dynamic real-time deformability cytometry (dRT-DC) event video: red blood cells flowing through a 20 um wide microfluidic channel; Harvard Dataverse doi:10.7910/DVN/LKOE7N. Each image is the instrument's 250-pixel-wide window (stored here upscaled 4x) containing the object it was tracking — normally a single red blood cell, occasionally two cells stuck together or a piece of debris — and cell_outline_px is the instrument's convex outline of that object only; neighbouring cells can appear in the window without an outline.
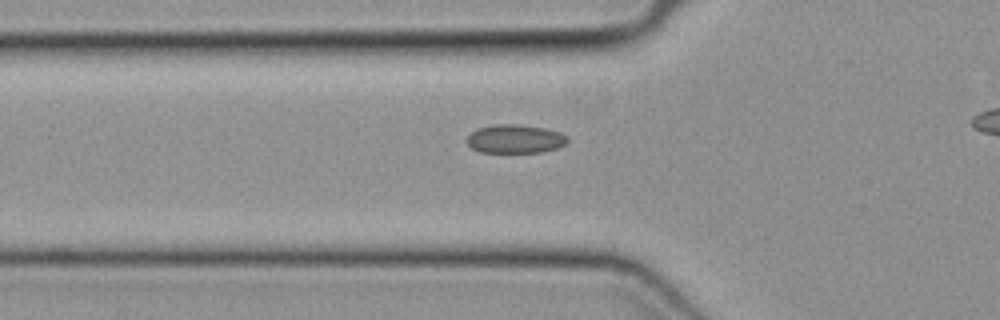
{"species": "common noctule bat (a hibernating species)", "species_latin": "Nyctalus noctula", "temperature_condition": "cold", "stored_images_in_passage": 30, "camera_frame_rate_fps": 3000, "um_per_image_px": 0.085, "animal": {"sex": "female", "body_mass_g": 19.3, "forearm_length_mm": 54.1}, "frame": {"image": 1, "passage_image": 4, "time_ms": 1.0, "image_size_px": [1000, 320], "cell_outline_px": [[568, 140], [564, 144], [556, 148], [540, 152], [480, 152], [472, 148], [468, 144], [468, 136], [476, 128], [496, 124], [516, 124], [544, 128], [560, 132], [568, 136]], "centroid_in_image_um": [43.78, 11.8], "position_along_channel_um": 82.0, "area_um2": 16.65}}
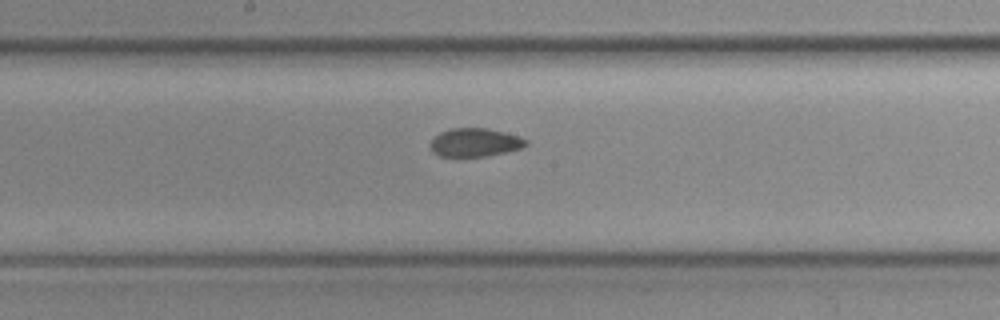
{"frame": {"image": 2, "passage_image": 13, "time_ms": 4.0, "image_size_px": [1000, 320], "cell_outline_px": [[528, 144], [520, 148], [488, 156], [440, 156], [432, 152], [432, 140], [440, 132], [452, 128], [488, 128], [520, 136], [528, 140]], "centroid_in_image_um": [40.4, 12.1], "position_along_channel_um": 207.8, "area_um2": 15.66}}
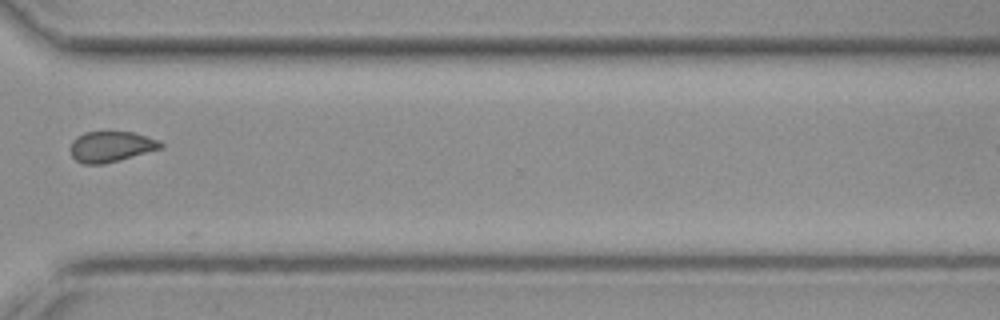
{"frame": {"image": 3, "passage_image": 24, "time_ms": 7.667, "image_size_px": [1000, 320], "cell_outline_px": [[164, 144], [160, 148], [120, 160], [104, 164], [84, 164], [76, 160], [72, 156], [72, 140], [76, 136], [84, 132], [132, 132], [156, 140]], "centroid_in_image_um": [9.39, 12.46], "position_along_channel_um": 361.2, "area_um2": 15.78}}